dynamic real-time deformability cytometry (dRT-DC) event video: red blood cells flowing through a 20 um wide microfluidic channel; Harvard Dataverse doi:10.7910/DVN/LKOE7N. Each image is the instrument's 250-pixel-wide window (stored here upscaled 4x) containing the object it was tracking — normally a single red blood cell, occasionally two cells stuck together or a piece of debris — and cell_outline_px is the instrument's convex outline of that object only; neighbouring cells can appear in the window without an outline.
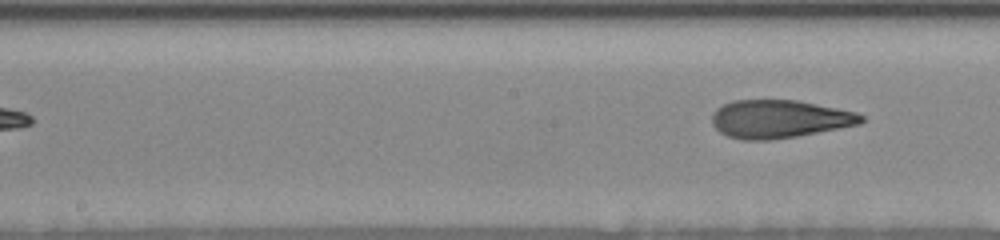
{"species": "human", "species_latin": "Homo sapiens", "temperature_condition": "room temperature", "stored_images_in_passage": 11, "segment_of_instrument_passage": [2, 2], "camera_frame_rate_fps": 3000, "um_per_image_px": 0.085, "donor": {"sex": "female"}, "frame": {"image": 1, "passage_image": 11, "time_ms": 6.333, "image_size_px": [1000, 240], "cell_outline_px": [[864, 120], [860, 124], [840, 128], [796, 136], [768, 140], [744, 140], [728, 136], [720, 132], [712, 124], [712, 112], [716, 108], [732, 100], [796, 100], [856, 112], [864, 116]], "centroid_in_image_um": [66.22, 10.11], "position_along_channel_um": 182.0, "area_um2": 33.0}}